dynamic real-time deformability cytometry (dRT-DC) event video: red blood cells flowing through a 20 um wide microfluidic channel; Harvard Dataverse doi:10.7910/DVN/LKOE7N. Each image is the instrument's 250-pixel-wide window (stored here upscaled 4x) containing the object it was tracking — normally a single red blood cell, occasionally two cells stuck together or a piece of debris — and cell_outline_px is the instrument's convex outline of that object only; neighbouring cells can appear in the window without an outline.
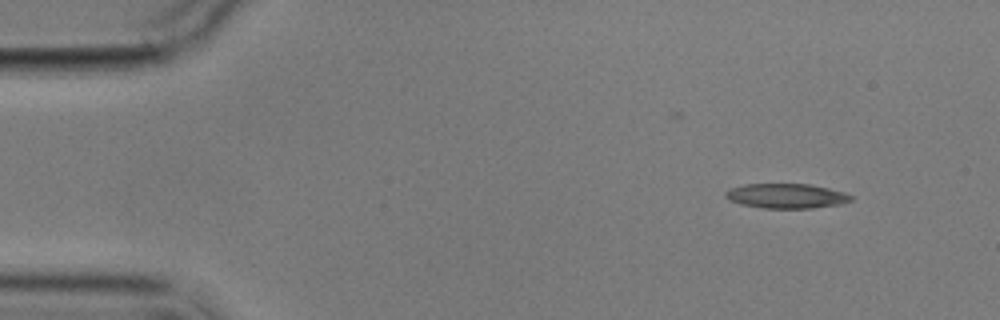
{"species": "common noctule bat (a hibernating species)", "species_latin": "Nyctalus noctula", "temperature_condition": "cold", "stored_images_in_passage": 5, "camera_frame_rate_fps": 3000, "um_per_image_px": 0.085, "animal": {"sex": "male", "body_mass_g": 17.9}, "frame": {"image": 1, "passage_image": 1, "time_ms": 0.0, "image_size_px": [1000, 320], "cell_outline_px": [[852, 200], [840, 204], [812, 208], [764, 208], [740, 204], [728, 200], [724, 196], [724, 192], [728, 188], [744, 184], [808, 184], [828, 188], [844, 192], [852, 196]], "centroid_in_image_um": [66.78, 16.65], "position_along_channel_um": 18.2, "area_um2": 18.15}}
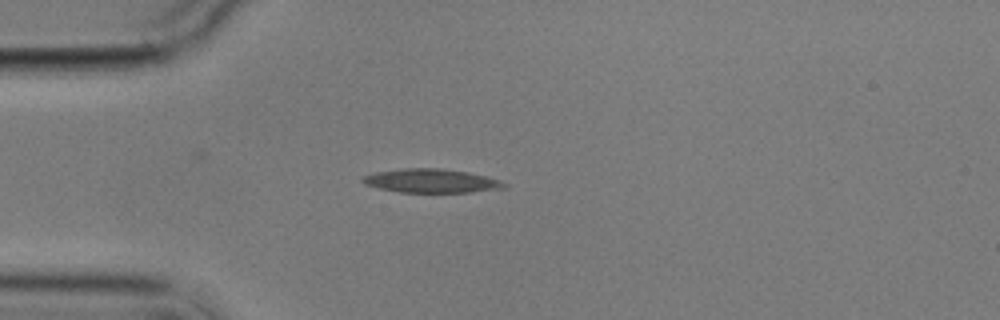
{"frame": {"image": 2, "passage_image": 3, "time_ms": 3.0, "image_size_px": [1000, 320], "cell_outline_px": [[508, 184], [504, 188], [468, 192], [400, 192], [380, 188], [364, 184], [360, 180], [364, 176], [376, 172], [404, 168], [440, 168], [468, 172], [484, 176]], "centroid_in_image_um": [36.62, 15.37], "position_along_channel_um": 48.4, "area_um2": 19.31}}